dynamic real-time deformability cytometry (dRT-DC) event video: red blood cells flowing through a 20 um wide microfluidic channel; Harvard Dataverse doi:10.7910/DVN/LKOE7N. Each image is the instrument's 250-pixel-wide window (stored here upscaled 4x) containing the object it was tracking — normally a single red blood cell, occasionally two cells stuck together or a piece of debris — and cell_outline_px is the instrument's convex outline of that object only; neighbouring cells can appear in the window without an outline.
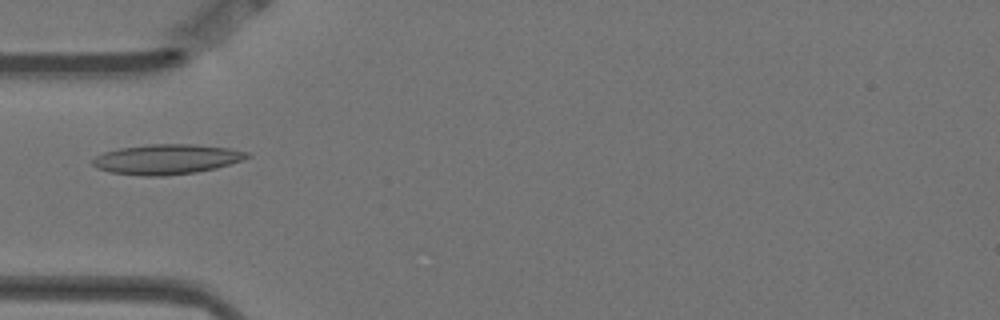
{"species": "Egyptian fruit bat (a non-hibernating species)", "species_latin": "Rousettus aegyptiacus", "temperature_condition": "warm", "stored_images_in_passage": 3, "camera_frame_rate_fps": 3000, "um_per_image_px": 0.085, "animal": {"sex": "female"}, "frame": {"image": 1, "passage_image": 2, "time_ms": 0.333, "image_size_px": [1000, 320], "cell_outline_px": [[252, 156], [244, 160], [216, 168], [196, 172], [164, 176], [144, 176], [108, 172], [96, 168], [92, 164], [92, 160], [96, 156], [104, 152], [120, 148], [152, 144], [196, 144], [232, 148], [248, 152]], "centroid_in_image_um": [14.2, 13.53], "position_along_channel_um": 70.8, "area_um2": 27.22}}
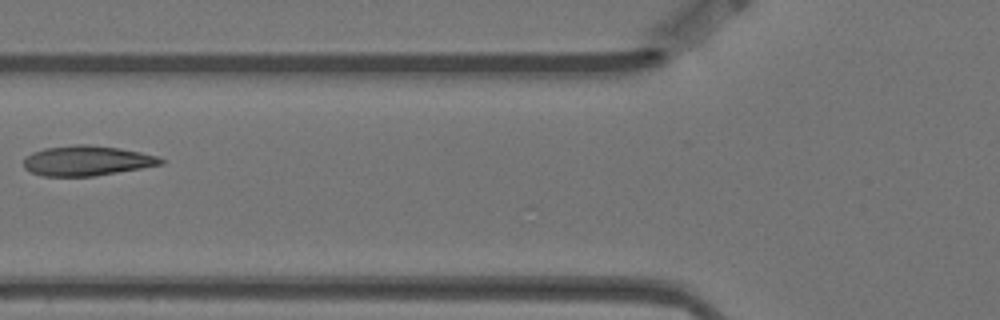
{"frame": {"image": 2, "passage_image": 3, "time_ms": 0.667, "image_size_px": [1000, 320], "cell_outline_px": [[164, 164], [96, 176], [44, 176], [32, 172], [24, 168], [24, 156], [32, 152], [44, 148], [76, 144], [88, 144], [120, 148], [140, 152], [156, 156], [164, 160]], "centroid_in_image_um": [7.37, 13.65], "position_along_channel_um": 118.4, "area_um2": 24.04}}